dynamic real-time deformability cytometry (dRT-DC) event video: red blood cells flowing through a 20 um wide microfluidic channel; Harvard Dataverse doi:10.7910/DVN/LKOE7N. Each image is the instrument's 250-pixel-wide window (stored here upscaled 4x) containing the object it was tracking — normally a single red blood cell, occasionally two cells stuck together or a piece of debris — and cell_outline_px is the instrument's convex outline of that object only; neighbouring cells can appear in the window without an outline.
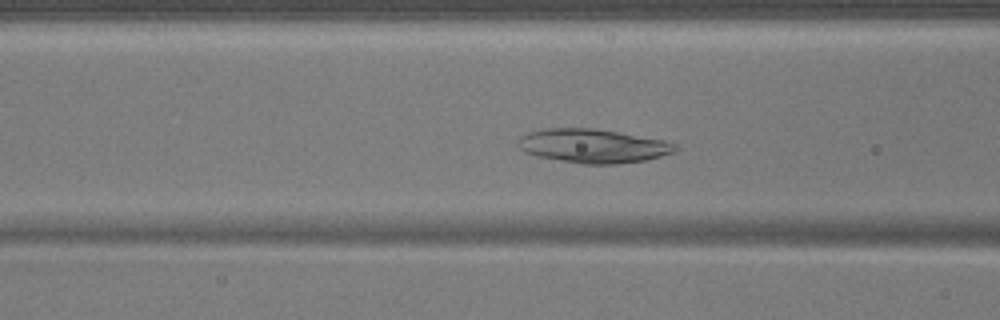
{"species": "common noctule bat (a hibernating species)", "species_latin": "Nyctalus noctula", "temperature_condition": "warm", "stored_images_in_passage": 48, "camera_frame_rate_fps": 3000, "um_per_image_px": 0.085, "animal": {"sex": "male", "body_mass_g": 17.9}, "frame": {"image": 1, "passage_image": 18, "time_ms": 5.667, "image_size_px": [1000, 320], "cell_outline_px": [[676, 152], [648, 160], [616, 164], [580, 164], [536, 156], [524, 152], [516, 144], [528, 132], [544, 128], [592, 128], [664, 140], [676, 144]], "centroid_in_image_um": [50.41, 12.42], "position_along_channel_um": 116.2, "area_um2": 31.04}}
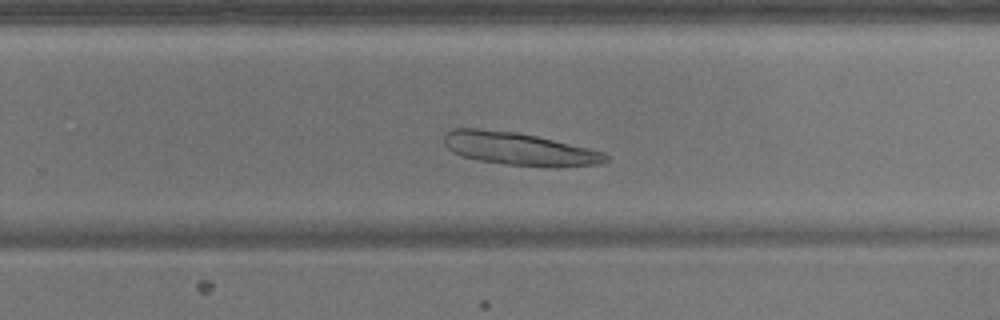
{"frame": {"image": 2, "passage_image": 31, "time_ms": 10.0, "image_size_px": [1000, 320], "cell_outline_px": [[608, 160], [600, 164], [504, 164], [480, 160], [460, 156], [452, 152], [444, 144], [444, 132], [452, 128], [476, 128], [516, 132], [536, 136], [588, 148], [604, 152], [608, 156]], "centroid_in_image_um": [43.97, 12.59], "position_along_channel_um": 285.8, "area_um2": 29.71}}
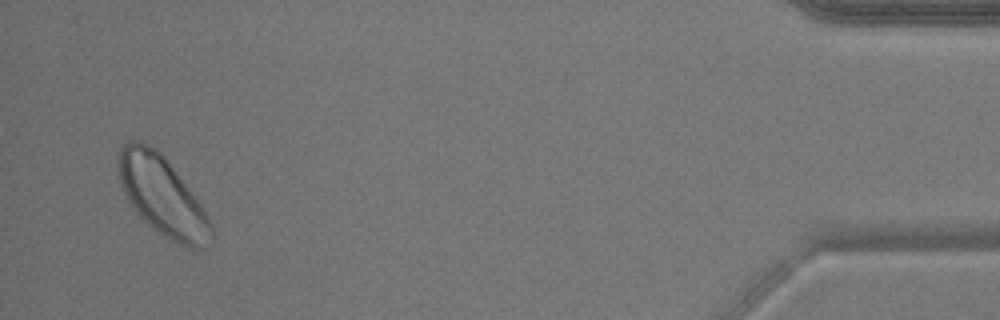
{"frame": {"image": 3, "passage_image": 47, "time_ms": 15.333, "image_size_px": [1000, 320], "cell_outline_px": [[216, 240], [212, 244], [204, 248], [188, 248], [172, 240], [152, 228], [132, 208], [120, 184], [116, 164], [116, 156], [120, 144], [128, 140], [140, 140], [156, 148], [164, 156], [200, 204], [208, 216], [212, 224], [216, 236]], "centroid_in_image_um": [13.78, 16.64], "position_along_channel_um": 421.4, "area_um2": 43.35}}